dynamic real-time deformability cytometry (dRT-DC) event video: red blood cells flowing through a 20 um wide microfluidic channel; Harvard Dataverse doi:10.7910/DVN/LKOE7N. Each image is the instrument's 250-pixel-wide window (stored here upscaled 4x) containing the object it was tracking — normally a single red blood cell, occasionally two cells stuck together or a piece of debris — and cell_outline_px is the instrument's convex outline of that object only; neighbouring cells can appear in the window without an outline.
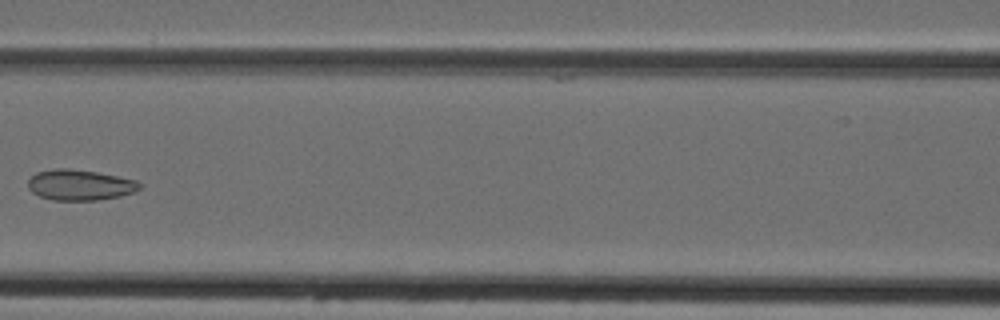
{"species": "Egyptian fruit bat (a non-hibernating species)", "species_latin": "Rousettus aegyptiacus", "temperature_condition": "cold", "stored_images_in_passage": 3, "camera_frame_rate_fps": 3000, "um_per_image_px": 0.085, "animal": {"sex": "female"}, "frame": {"image": 1, "passage_image": 3, "time_ms": 2.333, "image_size_px": [1000, 320], "cell_outline_px": [[140, 188], [136, 192], [120, 196], [96, 200], [52, 200], [40, 196], [32, 192], [28, 188], [28, 180], [36, 172], [52, 168], [68, 168], [96, 172], [136, 180], [140, 184]], "centroid_in_image_um": [6.77, 15.72], "position_along_channel_um": 159.8, "area_um2": 19.94}}